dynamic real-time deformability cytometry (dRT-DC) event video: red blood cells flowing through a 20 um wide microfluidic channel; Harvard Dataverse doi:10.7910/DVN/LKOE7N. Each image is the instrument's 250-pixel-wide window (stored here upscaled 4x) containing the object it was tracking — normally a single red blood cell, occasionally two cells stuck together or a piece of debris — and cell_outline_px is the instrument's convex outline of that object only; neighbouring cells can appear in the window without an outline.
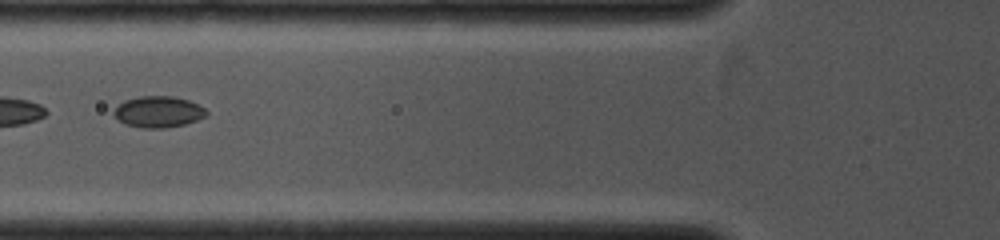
{"species": "common noctule bat (a hibernating species)", "species_latin": "Nyctalus noctula", "temperature_condition": "cold", "stored_images_in_passage": 24, "camera_frame_rate_fps": 4000, "um_per_image_px": 0.085, "animal": {"sex": "female", "body_mass_g": 19.0, "forearm_length_mm": 53.3}, "frame": {"image": 1, "passage_image": 4, "time_ms": 1.0, "image_size_px": [1000, 240], "cell_outline_px": [[208, 116], [184, 124], [164, 128], [140, 128], [124, 124], [112, 112], [124, 100], [140, 96], [172, 96], [188, 100], [204, 108], [208, 112]], "centroid_in_image_um": [13.46, 9.51], "position_along_channel_um": 112.3, "area_um2": 16.76}}